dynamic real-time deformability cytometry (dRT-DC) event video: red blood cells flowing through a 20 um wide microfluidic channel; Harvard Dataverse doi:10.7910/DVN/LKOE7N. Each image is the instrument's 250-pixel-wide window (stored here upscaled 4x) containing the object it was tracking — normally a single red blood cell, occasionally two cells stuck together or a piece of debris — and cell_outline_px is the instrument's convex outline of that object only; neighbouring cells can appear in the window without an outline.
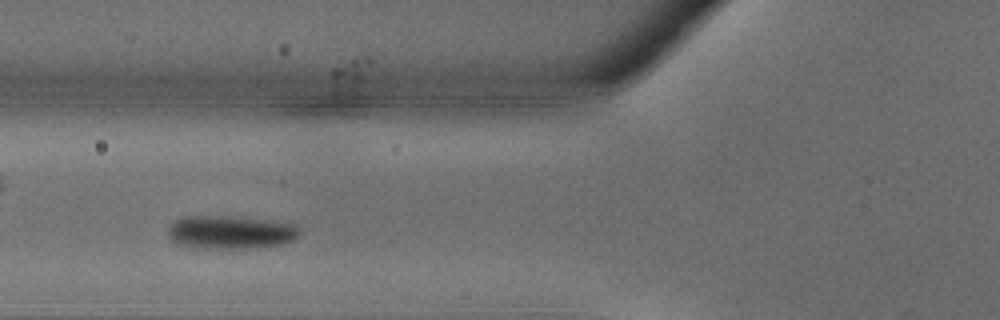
{"species": "common noctule bat (a hibernating species)", "species_latin": "Nyctalus noctula", "temperature_condition": "warm", "stored_images_in_passage": 25, "camera_frame_rate_fps": 3000, "um_per_image_px": 0.085, "animal": {"sex": "male", "body_mass_g": 18.8}, "frame": {"image": 1, "passage_image": 4, "time_ms": 1.0, "image_size_px": [1000, 320], "cell_outline_px": [[300, 236], [296, 240], [284, 244], [256, 248], [192, 248], [176, 244], [168, 236], [168, 224], [184, 216], [224, 216], [264, 220], [296, 224], [300, 228]], "centroid_in_image_um": [19.6, 19.76], "position_along_channel_um": 106.2, "area_um2": 25.89}}
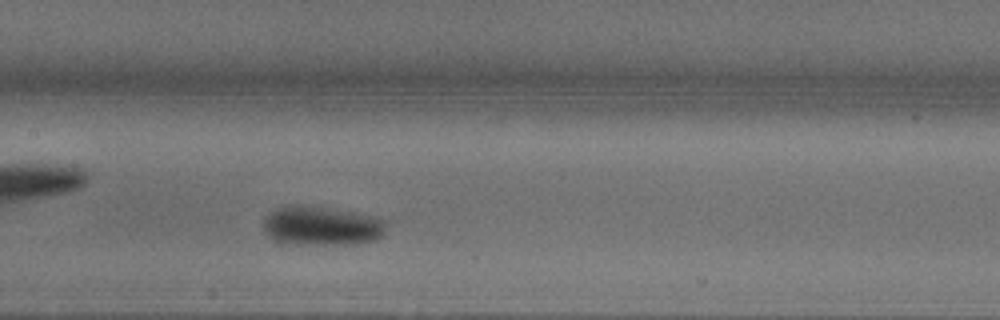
{"frame": {"image": 2, "passage_image": 8, "time_ms": 2.333, "image_size_px": [1000, 320], "cell_outline_px": [[388, 220], [384, 232], [376, 240], [356, 244], [284, 244], [272, 240], [264, 232], [264, 216], [268, 212], [284, 204], [300, 204], [352, 212], [376, 216]], "centroid_in_image_um": [27.3, 19.19], "position_along_channel_um": 180.1, "area_um2": 28.73}}
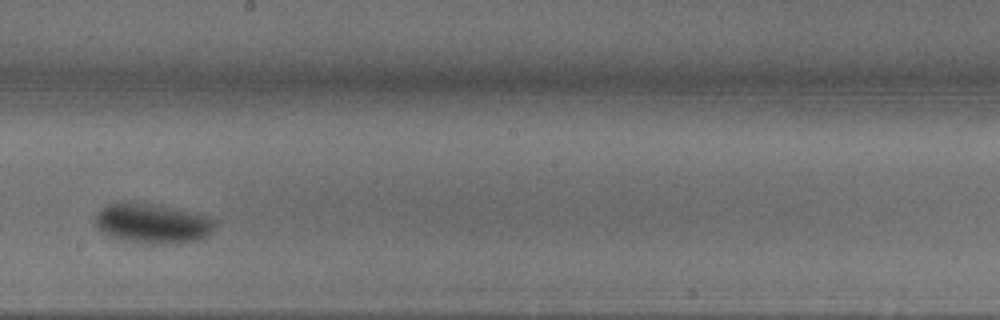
{"frame": {"image": 3, "passage_image": 11, "time_ms": 3.333, "image_size_px": [1000, 320], "cell_outline_px": [[216, 224], [212, 232], [196, 240], [156, 244], [128, 240], [108, 236], [96, 224], [96, 212], [100, 208], [108, 204], [148, 204], [172, 208], [212, 216], [216, 220]], "centroid_in_image_um": [13.0, 18.99], "position_along_channel_um": 235.2, "area_um2": 26.88}}